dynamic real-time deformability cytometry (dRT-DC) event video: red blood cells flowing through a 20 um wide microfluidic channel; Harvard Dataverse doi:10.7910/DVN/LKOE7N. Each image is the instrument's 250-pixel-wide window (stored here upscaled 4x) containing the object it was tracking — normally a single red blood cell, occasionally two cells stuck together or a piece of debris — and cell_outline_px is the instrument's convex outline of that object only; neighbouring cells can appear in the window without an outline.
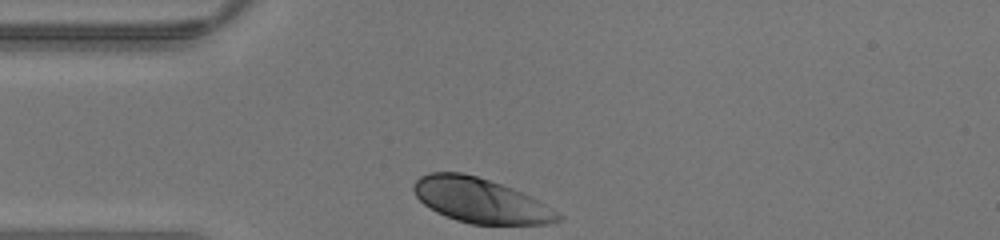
{"species": "human", "species_latin": "Homo sapiens", "temperature_condition": "warm", "stored_images_in_passage": 23, "camera_frame_rate_fps": 3000, "um_per_image_px": 0.085, "donor": {"sex": "male"}, "frame": {"image": 1, "passage_image": 1, "time_ms": 0.0, "image_size_px": [1000, 240], "cell_outline_px": [[564, 216], [560, 220], [548, 224], [472, 224], [456, 220], [436, 212], [424, 204], [416, 196], [412, 188], [412, 184], [420, 176], [428, 172], [460, 172], [476, 176], [512, 188], [536, 200]], "centroid_in_image_um": [40.78, 17.04], "position_along_channel_um": 44.2, "area_um2": 37.17}}
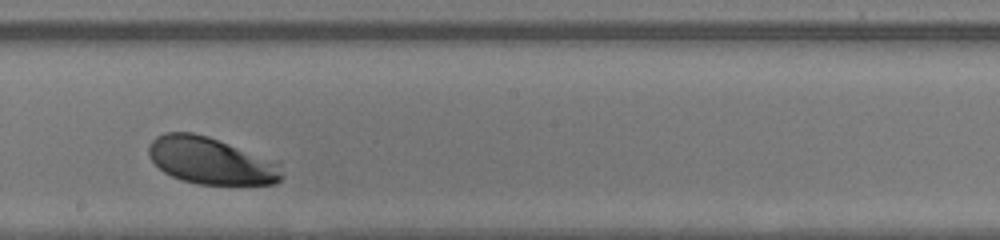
{"frame": {"image": 2, "passage_image": 14, "time_ms": 4.333, "image_size_px": [1000, 240], "cell_outline_px": [[284, 176], [276, 184], [196, 184], [172, 176], [164, 172], [148, 156], [148, 148], [152, 140], [156, 136], [164, 132], [192, 132], [208, 136], [280, 160]], "centroid_in_image_um": [18.01, 13.65], "position_along_channel_um": 230.2, "area_um2": 37.05}}
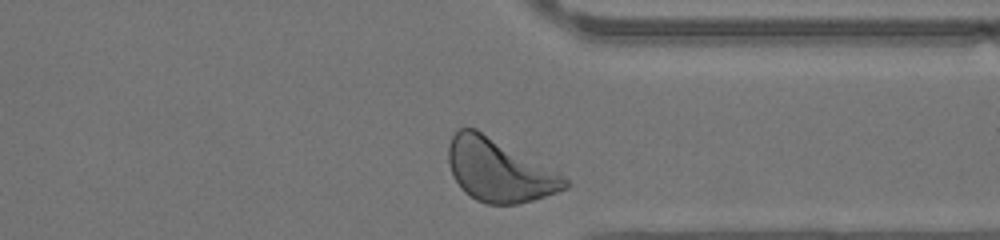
{"frame": {"image": 3, "passage_image": 23, "time_ms": 7.333, "image_size_px": [1000, 240], "cell_outline_px": [[572, 184], [568, 188], [520, 204], [484, 204], [476, 200], [464, 192], [460, 188], [448, 164], [448, 144], [452, 136], [460, 128], [476, 128], [556, 168]], "centroid_in_image_um": [42.47, 14.46], "position_along_channel_um": 368.9, "area_um2": 43.47}}